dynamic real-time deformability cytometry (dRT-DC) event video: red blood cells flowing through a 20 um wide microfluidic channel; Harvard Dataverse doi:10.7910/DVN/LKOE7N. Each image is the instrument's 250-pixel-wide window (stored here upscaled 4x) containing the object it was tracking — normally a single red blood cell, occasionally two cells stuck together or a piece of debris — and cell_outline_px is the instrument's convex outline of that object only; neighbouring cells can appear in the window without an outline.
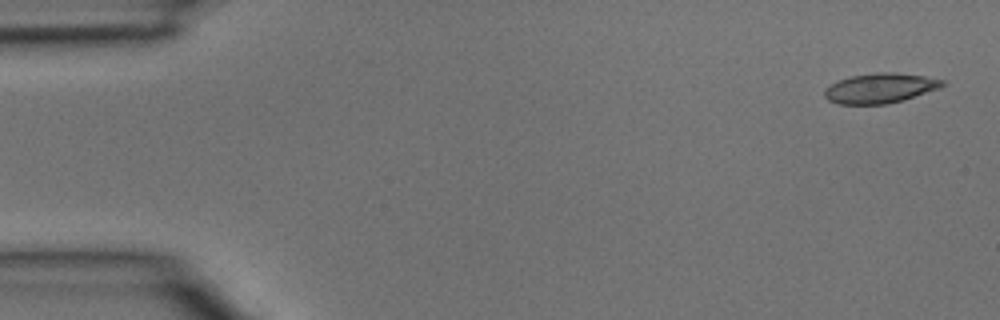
{"species": "common noctule bat (a hibernating species)", "species_latin": "Nyctalus noctula", "temperature_condition": "room temperature", "stored_images_in_passage": 5, "camera_frame_rate_fps": 3000, "um_per_image_px": 0.085, "animal": {"sex": "male", "body_mass_g": 15.6}, "frame": {"image": 1, "passage_image": 1, "time_ms": 0.0, "image_size_px": [1000, 320], "cell_outline_px": [[948, 84], [940, 88], [904, 100], [888, 104], [840, 104], [828, 100], [824, 96], [824, 92], [832, 84], [840, 80], [852, 76], [876, 72], [896, 72], [924, 76], [944, 80]], "centroid_in_image_um": [74.88, 7.49], "position_along_channel_um": 10.1, "area_um2": 20.52}}
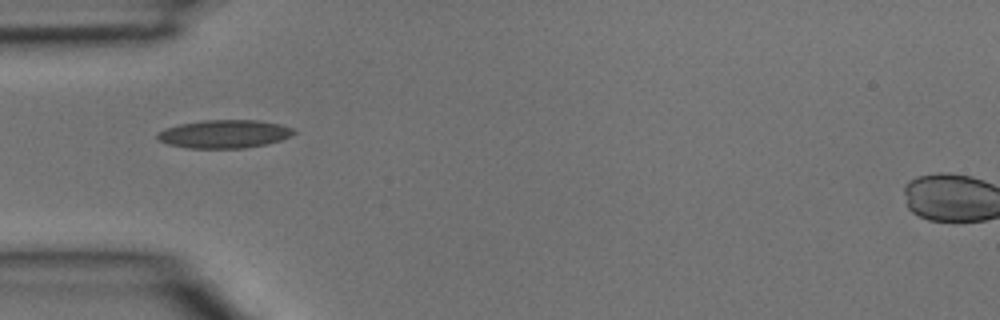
{"frame": {"image": 2, "passage_image": 4, "time_ms": 1.0, "image_size_px": [1000, 320], "cell_outline_px": [[296, 132], [292, 136], [268, 144], [244, 148], [188, 148], [168, 144], [160, 140], [156, 136], [156, 132], [164, 128], [180, 124], [200, 120], [256, 120], [280, 124], [292, 128]], "centroid_in_image_um": [19.06, 11.38], "position_along_channel_um": 65.9, "area_um2": 22.54}}